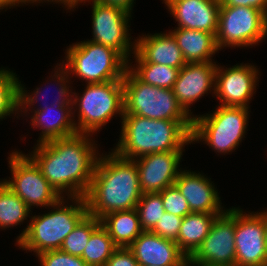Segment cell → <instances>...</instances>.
Listing matches in <instances>:
<instances>
[{"instance_id":"ab89813d","label":"cell","mask_w":267,"mask_h":266,"mask_svg":"<svg viewBox=\"0 0 267 266\" xmlns=\"http://www.w3.org/2000/svg\"><path fill=\"white\" fill-rule=\"evenodd\" d=\"M264 223H265V241L267 247V209L264 210Z\"/></svg>"},{"instance_id":"e0dca14e","label":"cell","mask_w":267,"mask_h":266,"mask_svg":"<svg viewBox=\"0 0 267 266\" xmlns=\"http://www.w3.org/2000/svg\"><path fill=\"white\" fill-rule=\"evenodd\" d=\"M200 173L183 169L174 185L187 200L191 212L223 214L227 208L222 206L218 190L211 178Z\"/></svg>"},{"instance_id":"8fae6325","label":"cell","mask_w":267,"mask_h":266,"mask_svg":"<svg viewBox=\"0 0 267 266\" xmlns=\"http://www.w3.org/2000/svg\"><path fill=\"white\" fill-rule=\"evenodd\" d=\"M86 2L92 6V39L90 41L110 47L127 62L132 61L130 58L135 52L136 43V38L133 39L129 33L132 15L96 0H79L76 8L82 3L85 5Z\"/></svg>"},{"instance_id":"5b68a950","label":"cell","mask_w":267,"mask_h":266,"mask_svg":"<svg viewBox=\"0 0 267 266\" xmlns=\"http://www.w3.org/2000/svg\"><path fill=\"white\" fill-rule=\"evenodd\" d=\"M85 85L82 94L80 93L81 96L78 92H73V120L77 133L93 135L108 124L114 116L119 115L118 117L122 119L124 115L123 80Z\"/></svg>"},{"instance_id":"4dcf8cb0","label":"cell","mask_w":267,"mask_h":266,"mask_svg":"<svg viewBox=\"0 0 267 266\" xmlns=\"http://www.w3.org/2000/svg\"><path fill=\"white\" fill-rule=\"evenodd\" d=\"M135 209L143 231H151L165 212L159 192L142 194Z\"/></svg>"},{"instance_id":"9c48e42d","label":"cell","mask_w":267,"mask_h":266,"mask_svg":"<svg viewBox=\"0 0 267 266\" xmlns=\"http://www.w3.org/2000/svg\"><path fill=\"white\" fill-rule=\"evenodd\" d=\"M267 37V15L254 7L220 6L216 44L221 51L252 48ZM251 46V47H250Z\"/></svg>"},{"instance_id":"f546056e","label":"cell","mask_w":267,"mask_h":266,"mask_svg":"<svg viewBox=\"0 0 267 266\" xmlns=\"http://www.w3.org/2000/svg\"><path fill=\"white\" fill-rule=\"evenodd\" d=\"M100 224L101 222L99 219L87 214L77 224L74 230H72L71 233L65 237L60 250L73 256L81 257L92 232Z\"/></svg>"},{"instance_id":"8992f818","label":"cell","mask_w":267,"mask_h":266,"mask_svg":"<svg viewBox=\"0 0 267 266\" xmlns=\"http://www.w3.org/2000/svg\"><path fill=\"white\" fill-rule=\"evenodd\" d=\"M216 107L210 113L193 117L191 143L203 142L217 155L230 154L245 138L251 111L247 107Z\"/></svg>"},{"instance_id":"ffe728a7","label":"cell","mask_w":267,"mask_h":266,"mask_svg":"<svg viewBox=\"0 0 267 266\" xmlns=\"http://www.w3.org/2000/svg\"><path fill=\"white\" fill-rule=\"evenodd\" d=\"M128 248L139 266H181L188 259L176 242L151 231H143Z\"/></svg>"},{"instance_id":"83f0119b","label":"cell","mask_w":267,"mask_h":266,"mask_svg":"<svg viewBox=\"0 0 267 266\" xmlns=\"http://www.w3.org/2000/svg\"><path fill=\"white\" fill-rule=\"evenodd\" d=\"M117 248L107 230L100 224L92 232L81 259L88 266H105Z\"/></svg>"},{"instance_id":"4316f807","label":"cell","mask_w":267,"mask_h":266,"mask_svg":"<svg viewBox=\"0 0 267 266\" xmlns=\"http://www.w3.org/2000/svg\"><path fill=\"white\" fill-rule=\"evenodd\" d=\"M28 205L0 179V228L6 230L21 225L31 217Z\"/></svg>"},{"instance_id":"d6986e66","label":"cell","mask_w":267,"mask_h":266,"mask_svg":"<svg viewBox=\"0 0 267 266\" xmlns=\"http://www.w3.org/2000/svg\"><path fill=\"white\" fill-rule=\"evenodd\" d=\"M30 112L32 113L30 116ZM54 114V115H53ZM30 116L31 128L41 130L37 144L69 137L77 133L72 104H52L44 110H19L18 116Z\"/></svg>"},{"instance_id":"d6a6232c","label":"cell","mask_w":267,"mask_h":266,"mask_svg":"<svg viewBox=\"0 0 267 266\" xmlns=\"http://www.w3.org/2000/svg\"><path fill=\"white\" fill-rule=\"evenodd\" d=\"M40 266H88L81 257L73 256L60 249L36 255Z\"/></svg>"},{"instance_id":"ac0fdd59","label":"cell","mask_w":267,"mask_h":266,"mask_svg":"<svg viewBox=\"0 0 267 266\" xmlns=\"http://www.w3.org/2000/svg\"><path fill=\"white\" fill-rule=\"evenodd\" d=\"M162 3L177 22L175 28L204 31L216 36L220 12L219 0H163Z\"/></svg>"},{"instance_id":"52a82bcc","label":"cell","mask_w":267,"mask_h":266,"mask_svg":"<svg viewBox=\"0 0 267 266\" xmlns=\"http://www.w3.org/2000/svg\"><path fill=\"white\" fill-rule=\"evenodd\" d=\"M61 64L85 84L122 80L128 62L114 49L89 39L71 44ZM73 75V76H72Z\"/></svg>"},{"instance_id":"74e56055","label":"cell","mask_w":267,"mask_h":266,"mask_svg":"<svg viewBox=\"0 0 267 266\" xmlns=\"http://www.w3.org/2000/svg\"><path fill=\"white\" fill-rule=\"evenodd\" d=\"M98 2L119 8L132 15L133 7L136 0H96Z\"/></svg>"},{"instance_id":"7402d4cb","label":"cell","mask_w":267,"mask_h":266,"mask_svg":"<svg viewBox=\"0 0 267 266\" xmlns=\"http://www.w3.org/2000/svg\"><path fill=\"white\" fill-rule=\"evenodd\" d=\"M54 74L53 71L51 73V76L48 77L49 79L45 82L46 84H51L56 86V90H57V96H55V99H53L52 103L48 102L46 103V99L45 101H43V106L40 104L39 105V101L40 98L43 97L45 98L44 95H40L42 94V89H46L49 87L44 85V88H42V86L40 87H36L33 91H29L26 90L27 88L25 87V85L19 80V92H18V98H19V110H44L47 107H49L52 104H72V99H73V88L71 85V76L69 75L68 70L61 64V63H57L56 66H54ZM53 74V75H52ZM50 82V83H49ZM54 82V83H53ZM56 83V84H55ZM70 84V85H69ZM70 88V89H69ZM45 89L43 91H45ZM47 90V89H46ZM29 91V92H28ZM47 92V91H45ZM41 97H40V96ZM47 95V94H45ZM54 96V95H53ZM44 99H41V101ZM38 105H35V104ZM45 103V104H44ZM37 106V107H36Z\"/></svg>"},{"instance_id":"277c9868","label":"cell","mask_w":267,"mask_h":266,"mask_svg":"<svg viewBox=\"0 0 267 266\" xmlns=\"http://www.w3.org/2000/svg\"><path fill=\"white\" fill-rule=\"evenodd\" d=\"M48 209L45 214H31L29 224L16 238L19 249L35 255L60 249L65 237L88 214L85 197H61Z\"/></svg>"},{"instance_id":"30bf717a","label":"cell","mask_w":267,"mask_h":266,"mask_svg":"<svg viewBox=\"0 0 267 266\" xmlns=\"http://www.w3.org/2000/svg\"><path fill=\"white\" fill-rule=\"evenodd\" d=\"M18 151H11L7 158L12 178L9 177L8 180L5 178L1 181L31 210L38 206L47 209L55 204L61 196L45 179L36 163L27 154Z\"/></svg>"},{"instance_id":"cb8c5ba5","label":"cell","mask_w":267,"mask_h":266,"mask_svg":"<svg viewBox=\"0 0 267 266\" xmlns=\"http://www.w3.org/2000/svg\"><path fill=\"white\" fill-rule=\"evenodd\" d=\"M100 222L114 244L121 248H128L143 232L136 209L109 213Z\"/></svg>"},{"instance_id":"2e32d148","label":"cell","mask_w":267,"mask_h":266,"mask_svg":"<svg viewBox=\"0 0 267 266\" xmlns=\"http://www.w3.org/2000/svg\"><path fill=\"white\" fill-rule=\"evenodd\" d=\"M216 62L186 63L179 71L173 91L183 109L192 114L190 106L208 93H215Z\"/></svg>"},{"instance_id":"ba28073f","label":"cell","mask_w":267,"mask_h":266,"mask_svg":"<svg viewBox=\"0 0 267 266\" xmlns=\"http://www.w3.org/2000/svg\"><path fill=\"white\" fill-rule=\"evenodd\" d=\"M124 114L138 115L149 119L193 121L179 104L173 89L146 84L128 68L123 76Z\"/></svg>"},{"instance_id":"4fadbf2b","label":"cell","mask_w":267,"mask_h":266,"mask_svg":"<svg viewBox=\"0 0 267 266\" xmlns=\"http://www.w3.org/2000/svg\"><path fill=\"white\" fill-rule=\"evenodd\" d=\"M259 68L251 63H240L232 67L217 64L215 93L220 106L247 107L256 93ZM260 75V76H258Z\"/></svg>"},{"instance_id":"9a60e30c","label":"cell","mask_w":267,"mask_h":266,"mask_svg":"<svg viewBox=\"0 0 267 266\" xmlns=\"http://www.w3.org/2000/svg\"><path fill=\"white\" fill-rule=\"evenodd\" d=\"M185 151L157 152L141 156L134 161L138 167L142 193L161 192L174 185L180 171ZM180 168V169H179Z\"/></svg>"},{"instance_id":"f35d334b","label":"cell","mask_w":267,"mask_h":266,"mask_svg":"<svg viewBox=\"0 0 267 266\" xmlns=\"http://www.w3.org/2000/svg\"><path fill=\"white\" fill-rule=\"evenodd\" d=\"M17 6L16 0H0V10L2 11L3 9L8 10L11 8H15ZM0 11V12H1Z\"/></svg>"},{"instance_id":"7c38bea8","label":"cell","mask_w":267,"mask_h":266,"mask_svg":"<svg viewBox=\"0 0 267 266\" xmlns=\"http://www.w3.org/2000/svg\"><path fill=\"white\" fill-rule=\"evenodd\" d=\"M188 259L199 266L236 265L235 207L215 219L207 237Z\"/></svg>"},{"instance_id":"b9f144b4","label":"cell","mask_w":267,"mask_h":266,"mask_svg":"<svg viewBox=\"0 0 267 266\" xmlns=\"http://www.w3.org/2000/svg\"><path fill=\"white\" fill-rule=\"evenodd\" d=\"M261 266H267V261L263 265H261Z\"/></svg>"},{"instance_id":"603a6c76","label":"cell","mask_w":267,"mask_h":266,"mask_svg":"<svg viewBox=\"0 0 267 266\" xmlns=\"http://www.w3.org/2000/svg\"><path fill=\"white\" fill-rule=\"evenodd\" d=\"M177 41L186 63L216 62L213 56L219 53L213 33L187 28L170 29Z\"/></svg>"},{"instance_id":"484cf974","label":"cell","mask_w":267,"mask_h":266,"mask_svg":"<svg viewBox=\"0 0 267 266\" xmlns=\"http://www.w3.org/2000/svg\"><path fill=\"white\" fill-rule=\"evenodd\" d=\"M135 64L128 62V69L142 82L165 89H173L180 69L142 61L135 53Z\"/></svg>"},{"instance_id":"d590c367","label":"cell","mask_w":267,"mask_h":266,"mask_svg":"<svg viewBox=\"0 0 267 266\" xmlns=\"http://www.w3.org/2000/svg\"><path fill=\"white\" fill-rule=\"evenodd\" d=\"M220 6L254 7L267 15V0H221Z\"/></svg>"},{"instance_id":"8d00e7d4","label":"cell","mask_w":267,"mask_h":266,"mask_svg":"<svg viewBox=\"0 0 267 266\" xmlns=\"http://www.w3.org/2000/svg\"><path fill=\"white\" fill-rule=\"evenodd\" d=\"M79 0H16L17 2V6H23L24 4L25 5H31V4H36L37 5H40V3H48L50 2L53 3V4H61V5H64L63 8H67L66 10H70L71 11H74L76 9V6H77V2ZM39 3V4H38Z\"/></svg>"},{"instance_id":"1f68e13d","label":"cell","mask_w":267,"mask_h":266,"mask_svg":"<svg viewBox=\"0 0 267 266\" xmlns=\"http://www.w3.org/2000/svg\"><path fill=\"white\" fill-rule=\"evenodd\" d=\"M159 193L161 194L163 207L166 212L183 218L191 213L187 200L175 185L166 187Z\"/></svg>"},{"instance_id":"6da1fadb","label":"cell","mask_w":267,"mask_h":266,"mask_svg":"<svg viewBox=\"0 0 267 266\" xmlns=\"http://www.w3.org/2000/svg\"><path fill=\"white\" fill-rule=\"evenodd\" d=\"M92 136L76 133L35 143L31 153L27 154L61 197L86 196L100 155L97 141Z\"/></svg>"},{"instance_id":"836d02e7","label":"cell","mask_w":267,"mask_h":266,"mask_svg":"<svg viewBox=\"0 0 267 266\" xmlns=\"http://www.w3.org/2000/svg\"><path fill=\"white\" fill-rule=\"evenodd\" d=\"M182 221L183 217L165 211L151 232L177 243V237Z\"/></svg>"},{"instance_id":"60d3db41","label":"cell","mask_w":267,"mask_h":266,"mask_svg":"<svg viewBox=\"0 0 267 266\" xmlns=\"http://www.w3.org/2000/svg\"><path fill=\"white\" fill-rule=\"evenodd\" d=\"M181 266H199L192 263L189 259H187Z\"/></svg>"},{"instance_id":"44dd1931","label":"cell","mask_w":267,"mask_h":266,"mask_svg":"<svg viewBox=\"0 0 267 266\" xmlns=\"http://www.w3.org/2000/svg\"><path fill=\"white\" fill-rule=\"evenodd\" d=\"M142 35H139V38L136 37L134 52L142 61L178 69L186 64L177 41L170 31Z\"/></svg>"},{"instance_id":"5bb4252c","label":"cell","mask_w":267,"mask_h":266,"mask_svg":"<svg viewBox=\"0 0 267 266\" xmlns=\"http://www.w3.org/2000/svg\"><path fill=\"white\" fill-rule=\"evenodd\" d=\"M247 212L235 207L236 266H261L267 261L264 210Z\"/></svg>"},{"instance_id":"d4e9b609","label":"cell","mask_w":267,"mask_h":266,"mask_svg":"<svg viewBox=\"0 0 267 266\" xmlns=\"http://www.w3.org/2000/svg\"><path fill=\"white\" fill-rule=\"evenodd\" d=\"M222 214L191 212L183 218L177 237L179 249L189 258L207 237L215 219Z\"/></svg>"},{"instance_id":"f1b7e54d","label":"cell","mask_w":267,"mask_h":266,"mask_svg":"<svg viewBox=\"0 0 267 266\" xmlns=\"http://www.w3.org/2000/svg\"><path fill=\"white\" fill-rule=\"evenodd\" d=\"M19 77L7 68H0V121L19 114Z\"/></svg>"},{"instance_id":"3957f363","label":"cell","mask_w":267,"mask_h":266,"mask_svg":"<svg viewBox=\"0 0 267 266\" xmlns=\"http://www.w3.org/2000/svg\"><path fill=\"white\" fill-rule=\"evenodd\" d=\"M120 123L119 141L111 150L126 159L135 160L157 152L185 151V145H191L193 121L157 120L124 114Z\"/></svg>"},{"instance_id":"e575fe53","label":"cell","mask_w":267,"mask_h":266,"mask_svg":"<svg viewBox=\"0 0 267 266\" xmlns=\"http://www.w3.org/2000/svg\"><path fill=\"white\" fill-rule=\"evenodd\" d=\"M105 266H139V264L129 248L118 247Z\"/></svg>"},{"instance_id":"7a4b0ae2","label":"cell","mask_w":267,"mask_h":266,"mask_svg":"<svg viewBox=\"0 0 267 266\" xmlns=\"http://www.w3.org/2000/svg\"><path fill=\"white\" fill-rule=\"evenodd\" d=\"M104 154L97 159L85 196L88 214L99 220L112 212L135 209L143 194L136 162L118 156L113 150Z\"/></svg>"}]
</instances>
